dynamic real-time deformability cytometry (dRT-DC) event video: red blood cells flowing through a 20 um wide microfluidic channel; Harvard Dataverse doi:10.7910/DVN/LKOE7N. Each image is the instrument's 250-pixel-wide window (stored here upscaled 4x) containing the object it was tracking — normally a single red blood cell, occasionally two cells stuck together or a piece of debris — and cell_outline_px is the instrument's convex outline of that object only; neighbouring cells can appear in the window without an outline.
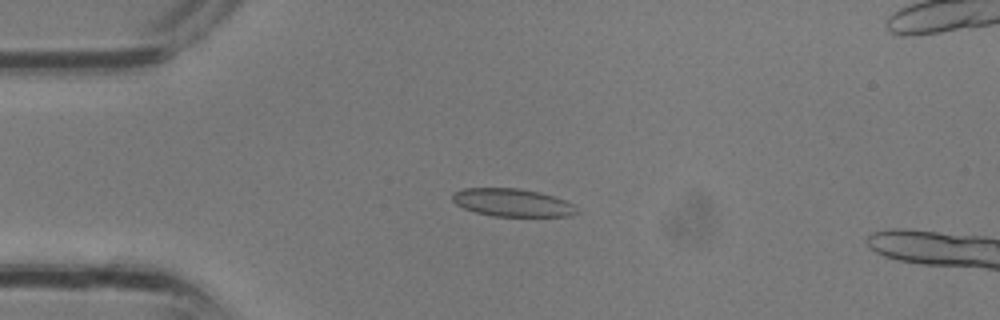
{"species": "common noctule bat (a hibernating species)", "species_latin": "Nyctalus noctula", "temperature_condition": "room temperature", "stored_images_in_passage": 3, "camera_frame_rate_fps": 3000, "um_per_image_px": 0.085, "animal": {"sex": "male", "body_mass_g": 13.3}, "frame": {"image": 1, "passage_image": 2, "time_ms": 0.333, "image_size_px": [1000, 320], "cell_outline_px": [[580, 212], [568, 216], [492, 216], [476, 212], [464, 208], [456, 204], [452, 200], [452, 192], [464, 188], [520, 188], [540, 192], [564, 200], [572, 204]], "centroid_in_image_um": [43.52, 17.21], "position_along_channel_um": 41.5, "area_um2": 20.17}}